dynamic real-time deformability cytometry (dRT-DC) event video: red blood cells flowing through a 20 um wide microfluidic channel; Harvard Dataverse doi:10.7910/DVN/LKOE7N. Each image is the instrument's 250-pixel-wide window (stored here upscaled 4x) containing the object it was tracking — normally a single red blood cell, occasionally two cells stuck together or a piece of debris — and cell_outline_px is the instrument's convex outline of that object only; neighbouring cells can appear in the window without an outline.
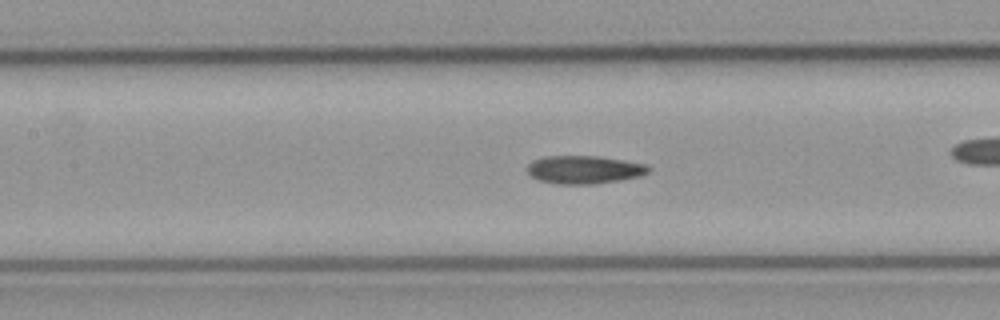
{"species": "common noctule bat (a hibernating species)", "species_latin": "Nyctalus noctula", "temperature_condition": "cold", "stored_images_in_passage": 55, "camera_frame_rate_fps": 3000, "um_per_image_px": 0.085, "animal": {"sex": "male", "body_mass_g": 23.1, "forearm_length_mm": 52.7}, "frame": {"image": 1, "passage_image": 24, "time_ms": 7.667, "image_size_px": [1000, 320], "cell_outline_px": [[648, 172], [640, 176], [620, 180], [596, 184], [556, 184], [536, 180], [528, 172], [528, 164], [532, 160], [544, 156], [596, 156], [644, 164], [648, 168]], "centroid_in_image_um": [49.58, 14.43], "position_along_channel_um": 157.8, "area_um2": 19.71}}
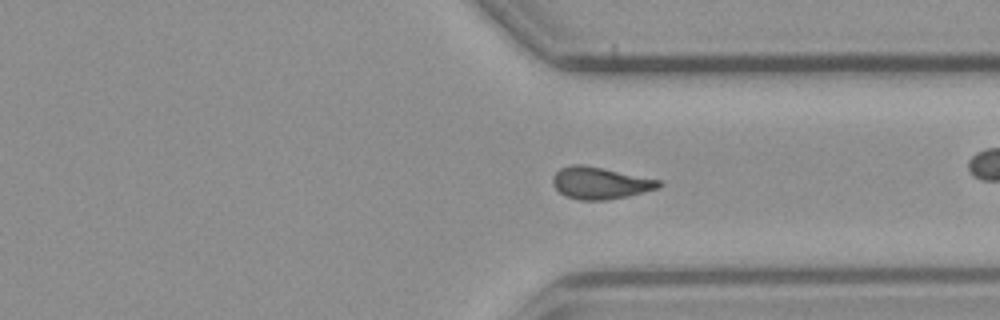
{"frame": {"image": 2, "passage_image": 40, "time_ms": 13.0, "image_size_px": [1000, 320], "cell_outline_px": [[664, 184], [660, 188], [628, 196], [604, 200], [580, 200], [564, 196], [552, 184], [552, 176], [560, 168], [572, 164], [580, 164], [660, 180]], "centroid_in_image_um": [51.0, 15.57], "position_along_channel_um": 360.4, "area_um2": 19.65}, "authors_computed_cell_mechanics": {"area_um2": 19.3052, "velocity_mm_per_s": 3.8056, "shape_relaxation_time_tau1_ms": null, "shape_relaxation_time_tau2_ms": 7.1808, "deformation_change_tau1": null, "deformation_change_tau2": 0.1564}}